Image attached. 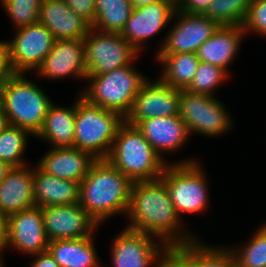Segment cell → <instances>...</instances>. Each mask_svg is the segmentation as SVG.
I'll use <instances>...</instances> for the list:
<instances>
[{
  "label": "cell",
  "mask_w": 266,
  "mask_h": 267,
  "mask_svg": "<svg viewBox=\"0 0 266 267\" xmlns=\"http://www.w3.org/2000/svg\"><path fill=\"white\" fill-rule=\"evenodd\" d=\"M166 1H171V2H173L176 6H178V4H179V2H180L181 0H166Z\"/></svg>",
  "instance_id": "cell-45"
},
{
  "label": "cell",
  "mask_w": 266,
  "mask_h": 267,
  "mask_svg": "<svg viewBox=\"0 0 266 267\" xmlns=\"http://www.w3.org/2000/svg\"><path fill=\"white\" fill-rule=\"evenodd\" d=\"M230 248L236 267H266V224L253 234L249 242Z\"/></svg>",
  "instance_id": "cell-30"
},
{
  "label": "cell",
  "mask_w": 266,
  "mask_h": 267,
  "mask_svg": "<svg viewBox=\"0 0 266 267\" xmlns=\"http://www.w3.org/2000/svg\"><path fill=\"white\" fill-rule=\"evenodd\" d=\"M4 260H3V258H0V267H4Z\"/></svg>",
  "instance_id": "cell-46"
},
{
  "label": "cell",
  "mask_w": 266,
  "mask_h": 267,
  "mask_svg": "<svg viewBox=\"0 0 266 267\" xmlns=\"http://www.w3.org/2000/svg\"><path fill=\"white\" fill-rule=\"evenodd\" d=\"M15 29L38 22L43 0H0Z\"/></svg>",
  "instance_id": "cell-32"
},
{
  "label": "cell",
  "mask_w": 266,
  "mask_h": 267,
  "mask_svg": "<svg viewBox=\"0 0 266 267\" xmlns=\"http://www.w3.org/2000/svg\"><path fill=\"white\" fill-rule=\"evenodd\" d=\"M33 136L28 130L8 125L0 133V160L12 167L27 165L23 157L27 147V139Z\"/></svg>",
  "instance_id": "cell-28"
},
{
  "label": "cell",
  "mask_w": 266,
  "mask_h": 267,
  "mask_svg": "<svg viewBox=\"0 0 266 267\" xmlns=\"http://www.w3.org/2000/svg\"><path fill=\"white\" fill-rule=\"evenodd\" d=\"M93 236L49 242L47 251L59 267H99Z\"/></svg>",
  "instance_id": "cell-25"
},
{
  "label": "cell",
  "mask_w": 266,
  "mask_h": 267,
  "mask_svg": "<svg viewBox=\"0 0 266 267\" xmlns=\"http://www.w3.org/2000/svg\"><path fill=\"white\" fill-rule=\"evenodd\" d=\"M245 32L242 26H220L197 50L202 62L223 68L229 74V66L235 60Z\"/></svg>",
  "instance_id": "cell-22"
},
{
  "label": "cell",
  "mask_w": 266,
  "mask_h": 267,
  "mask_svg": "<svg viewBox=\"0 0 266 267\" xmlns=\"http://www.w3.org/2000/svg\"><path fill=\"white\" fill-rule=\"evenodd\" d=\"M24 75L16 73L3 83L1 107L10 125L26 129L35 137L53 102L44 89Z\"/></svg>",
  "instance_id": "cell-4"
},
{
  "label": "cell",
  "mask_w": 266,
  "mask_h": 267,
  "mask_svg": "<svg viewBox=\"0 0 266 267\" xmlns=\"http://www.w3.org/2000/svg\"><path fill=\"white\" fill-rule=\"evenodd\" d=\"M41 210L49 242L91 237L99 227L79 203L41 207Z\"/></svg>",
  "instance_id": "cell-13"
},
{
  "label": "cell",
  "mask_w": 266,
  "mask_h": 267,
  "mask_svg": "<svg viewBox=\"0 0 266 267\" xmlns=\"http://www.w3.org/2000/svg\"><path fill=\"white\" fill-rule=\"evenodd\" d=\"M3 83L2 81H0V106H1V98H2V87H3Z\"/></svg>",
  "instance_id": "cell-44"
},
{
  "label": "cell",
  "mask_w": 266,
  "mask_h": 267,
  "mask_svg": "<svg viewBox=\"0 0 266 267\" xmlns=\"http://www.w3.org/2000/svg\"><path fill=\"white\" fill-rule=\"evenodd\" d=\"M107 160L133 182L160 179L168 165L137 127L126 122L119 127Z\"/></svg>",
  "instance_id": "cell-3"
},
{
  "label": "cell",
  "mask_w": 266,
  "mask_h": 267,
  "mask_svg": "<svg viewBox=\"0 0 266 267\" xmlns=\"http://www.w3.org/2000/svg\"><path fill=\"white\" fill-rule=\"evenodd\" d=\"M163 69L159 80L175 89H186L193 80L200 59L196 53L157 54Z\"/></svg>",
  "instance_id": "cell-26"
},
{
  "label": "cell",
  "mask_w": 266,
  "mask_h": 267,
  "mask_svg": "<svg viewBox=\"0 0 266 267\" xmlns=\"http://www.w3.org/2000/svg\"><path fill=\"white\" fill-rule=\"evenodd\" d=\"M185 160L169 163L160 177L180 219L183 213L198 214L209 206L208 182L202 165L196 159Z\"/></svg>",
  "instance_id": "cell-7"
},
{
  "label": "cell",
  "mask_w": 266,
  "mask_h": 267,
  "mask_svg": "<svg viewBox=\"0 0 266 267\" xmlns=\"http://www.w3.org/2000/svg\"><path fill=\"white\" fill-rule=\"evenodd\" d=\"M134 8L146 7L160 0H128Z\"/></svg>",
  "instance_id": "cell-41"
},
{
  "label": "cell",
  "mask_w": 266,
  "mask_h": 267,
  "mask_svg": "<svg viewBox=\"0 0 266 267\" xmlns=\"http://www.w3.org/2000/svg\"><path fill=\"white\" fill-rule=\"evenodd\" d=\"M152 237L128 228L122 230L110 248L113 267H160L167 247Z\"/></svg>",
  "instance_id": "cell-12"
},
{
  "label": "cell",
  "mask_w": 266,
  "mask_h": 267,
  "mask_svg": "<svg viewBox=\"0 0 266 267\" xmlns=\"http://www.w3.org/2000/svg\"><path fill=\"white\" fill-rule=\"evenodd\" d=\"M97 159L74 147L52 148L37 165L60 179L81 182Z\"/></svg>",
  "instance_id": "cell-20"
},
{
  "label": "cell",
  "mask_w": 266,
  "mask_h": 267,
  "mask_svg": "<svg viewBox=\"0 0 266 267\" xmlns=\"http://www.w3.org/2000/svg\"><path fill=\"white\" fill-rule=\"evenodd\" d=\"M36 71L37 75L52 80L69 76L87 80L84 39L56 40Z\"/></svg>",
  "instance_id": "cell-17"
},
{
  "label": "cell",
  "mask_w": 266,
  "mask_h": 267,
  "mask_svg": "<svg viewBox=\"0 0 266 267\" xmlns=\"http://www.w3.org/2000/svg\"><path fill=\"white\" fill-rule=\"evenodd\" d=\"M242 27L245 34L251 31L266 36V0H252Z\"/></svg>",
  "instance_id": "cell-35"
},
{
  "label": "cell",
  "mask_w": 266,
  "mask_h": 267,
  "mask_svg": "<svg viewBox=\"0 0 266 267\" xmlns=\"http://www.w3.org/2000/svg\"><path fill=\"white\" fill-rule=\"evenodd\" d=\"M252 0H213L205 16L220 26H242Z\"/></svg>",
  "instance_id": "cell-29"
},
{
  "label": "cell",
  "mask_w": 266,
  "mask_h": 267,
  "mask_svg": "<svg viewBox=\"0 0 266 267\" xmlns=\"http://www.w3.org/2000/svg\"><path fill=\"white\" fill-rule=\"evenodd\" d=\"M38 22L43 24L56 40L84 39L92 28L64 0H43Z\"/></svg>",
  "instance_id": "cell-18"
},
{
  "label": "cell",
  "mask_w": 266,
  "mask_h": 267,
  "mask_svg": "<svg viewBox=\"0 0 266 267\" xmlns=\"http://www.w3.org/2000/svg\"><path fill=\"white\" fill-rule=\"evenodd\" d=\"M79 194V182L60 179L43 171L38 165L33 168L35 206L76 204L79 203Z\"/></svg>",
  "instance_id": "cell-23"
},
{
  "label": "cell",
  "mask_w": 266,
  "mask_h": 267,
  "mask_svg": "<svg viewBox=\"0 0 266 267\" xmlns=\"http://www.w3.org/2000/svg\"><path fill=\"white\" fill-rule=\"evenodd\" d=\"M212 246L198 240V267H236L230 248Z\"/></svg>",
  "instance_id": "cell-34"
},
{
  "label": "cell",
  "mask_w": 266,
  "mask_h": 267,
  "mask_svg": "<svg viewBox=\"0 0 266 267\" xmlns=\"http://www.w3.org/2000/svg\"><path fill=\"white\" fill-rule=\"evenodd\" d=\"M9 125L7 116L5 115L3 108L0 106V133L4 131Z\"/></svg>",
  "instance_id": "cell-43"
},
{
  "label": "cell",
  "mask_w": 266,
  "mask_h": 267,
  "mask_svg": "<svg viewBox=\"0 0 266 267\" xmlns=\"http://www.w3.org/2000/svg\"><path fill=\"white\" fill-rule=\"evenodd\" d=\"M130 65L97 76H87L91 81L81 95L91 104L119 113L125 118L132 109L134 99L150 79Z\"/></svg>",
  "instance_id": "cell-6"
},
{
  "label": "cell",
  "mask_w": 266,
  "mask_h": 267,
  "mask_svg": "<svg viewBox=\"0 0 266 267\" xmlns=\"http://www.w3.org/2000/svg\"><path fill=\"white\" fill-rule=\"evenodd\" d=\"M15 74L11 63L8 40L0 41V81L5 82Z\"/></svg>",
  "instance_id": "cell-37"
},
{
  "label": "cell",
  "mask_w": 266,
  "mask_h": 267,
  "mask_svg": "<svg viewBox=\"0 0 266 267\" xmlns=\"http://www.w3.org/2000/svg\"><path fill=\"white\" fill-rule=\"evenodd\" d=\"M33 207V170L27 165L12 167L0 183V210L8 217Z\"/></svg>",
  "instance_id": "cell-21"
},
{
  "label": "cell",
  "mask_w": 266,
  "mask_h": 267,
  "mask_svg": "<svg viewBox=\"0 0 266 267\" xmlns=\"http://www.w3.org/2000/svg\"><path fill=\"white\" fill-rule=\"evenodd\" d=\"M66 4L91 26L95 22V0H64Z\"/></svg>",
  "instance_id": "cell-36"
},
{
  "label": "cell",
  "mask_w": 266,
  "mask_h": 267,
  "mask_svg": "<svg viewBox=\"0 0 266 267\" xmlns=\"http://www.w3.org/2000/svg\"><path fill=\"white\" fill-rule=\"evenodd\" d=\"M134 7L128 0H95V22L92 26L104 33H120Z\"/></svg>",
  "instance_id": "cell-27"
},
{
  "label": "cell",
  "mask_w": 266,
  "mask_h": 267,
  "mask_svg": "<svg viewBox=\"0 0 266 267\" xmlns=\"http://www.w3.org/2000/svg\"><path fill=\"white\" fill-rule=\"evenodd\" d=\"M34 256L36 258L31 262L30 267H59V264L48 251L34 254Z\"/></svg>",
  "instance_id": "cell-39"
},
{
  "label": "cell",
  "mask_w": 266,
  "mask_h": 267,
  "mask_svg": "<svg viewBox=\"0 0 266 267\" xmlns=\"http://www.w3.org/2000/svg\"><path fill=\"white\" fill-rule=\"evenodd\" d=\"M172 19L176 23L162 40L157 54L196 53L220 27L204 14H190L178 9Z\"/></svg>",
  "instance_id": "cell-10"
},
{
  "label": "cell",
  "mask_w": 266,
  "mask_h": 267,
  "mask_svg": "<svg viewBox=\"0 0 266 267\" xmlns=\"http://www.w3.org/2000/svg\"><path fill=\"white\" fill-rule=\"evenodd\" d=\"M136 127L162 158L165 152L179 150L190 137L179 115L145 119Z\"/></svg>",
  "instance_id": "cell-19"
},
{
  "label": "cell",
  "mask_w": 266,
  "mask_h": 267,
  "mask_svg": "<svg viewBox=\"0 0 266 267\" xmlns=\"http://www.w3.org/2000/svg\"><path fill=\"white\" fill-rule=\"evenodd\" d=\"M126 215L131 220L126 228L157 237L166 247H179L196 240L195 235L183 231L182 219L161 179L133 183Z\"/></svg>",
  "instance_id": "cell-1"
},
{
  "label": "cell",
  "mask_w": 266,
  "mask_h": 267,
  "mask_svg": "<svg viewBox=\"0 0 266 267\" xmlns=\"http://www.w3.org/2000/svg\"><path fill=\"white\" fill-rule=\"evenodd\" d=\"M220 100L180 89L179 116L190 135L221 136L233 127L232 117Z\"/></svg>",
  "instance_id": "cell-8"
},
{
  "label": "cell",
  "mask_w": 266,
  "mask_h": 267,
  "mask_svg": "<svg viewBox=\"0 0 266 267\" xmlns=\"http://www.w3.org/2000/svg\"><path fill=\"white\" fill-rule=\"evenodd\" d=\"M125 122L119 113L91 104L81 94L76 99L73 147L96 159H107L119 127Z\"/></svg>",
  "instance_id": "cell-5"
},
{
  "label": "cell",
  "mask_w": 266,
  "mask_h": 267,
  "mask_svg": "<svg viewBox=\"0 0 266 267\" xmlns=\"http://www.w3.org/2000/svg\"><path fill=\"white\" fill-rule=\"evenodd\" d=\"M228 76L229 74L223 68L200 61L193 80L186 90L214 97L215 89L223 84Z\"/></svg>",
  "instance_id": "cell-31"
},
{
  "label": "cell",
  "mask_w": 266,
  "mask_h": 267,
  "mask_svg": "<svg viewBox=\"0 0 266 267\" xmlns=\"http://www.w3.org/2000/svg\"><path fill=\"white\" fill-rule=\"evenodd\" d=\"M12 168L8 163L0 160V183L5 179L7 173Z\"/></svg>",
  "instance_id": "cell-42"
},
{
  "label": "cell",
  "mask_w": 266,
  "mask_h": 267,
  "mask_svg": "<svg viewBox=\"0 0 266 267\" xmlns=\"http://www.w3.org/2000/svg\"><path fill=\"white\" fill-rule=\"evenodd\" d=\"M87 76L102 75L130 65L139 54L120 33L91 28L84 38Z\"/></svg>",
  "instance_id": "cell-9"
},
{
  "label": "cell",
  "mask_w": 266,
  "mask_h": 267,
  "mask_svg": "<svg viewBox=\"0 0 266 267\" xmlns=\"http://www.w3.org/2000/svg\"><path fill=\"white\" fill-rule=\"evenodd\" d=\"M76 102L72 108L54 103L50 106L41 130L35 136L49 142L51 148L73 147L75 137Z\"/></svg>",
  "instance_id": "cell-24"
},
{
  "label": "cell",
  "mask_w": 266,
  "mask_h": 267,
  "mask_svg": "<svg viewBox=\"0 0 266 267\" xmlns=\"http://www.w3.org/2000/svg\"><path fill=\"white\" fill-rule=\"evenodd\" d=\"M15 30L13 39L8 41L13 69L16 73L36 72L51 52L56 39L39 22Z\"/></svg>",
  "instance_id": "cell-11"
},
{
  "label": "cell",
  "mask_w": 266,
  "mask_h": 267,
  "mask_svg": "<svg viewBox=\"0 0 266 267\" xmlns=\"http://www.w3.org/2000/svg\"><path fill=\"white\" fill-rule=\"evenodd\" d=\"M176 9L177 6L173 2L166 0L134 8L121 35L141 54L143 45L149 38L164 30L169 23L172 24Z\"/></svg>",
  "instance_id": "cell-15"
},
{
  "label": "cell",
  "mask_w": 266,
  "mask_h": 267,
  "mask_svg": "<svg viewBox=\"0 0 266 267\" xmlns=\"http://www.w3.org/2000/svg\"><path fill=\"white\" fill-rule=\"evenodd\" d=\"M48 244L41 207L35 206L7 217V247L33 256L47 251Z\"/></svg>",
  "instance_id": "cell-16"
},
{
  "label": "cell",
  "mask_w": 266,
  "mask_h": 267,
  "mask_svg": "<svg viewBox=\"0 0 266 267\" xmlns=\"http://www.w3.org/2000/svg\"><path fill=\"white\" fill-rule=\"evenodd\" d=\"M133 183L107 159H97L80 182L79 204L100 225L127 212Z\"/></svg>",
  "instance_id": "cell-2"
},
{
  "label": "cell",
  "mask_w": 266,
  "mask_h": 267,
  "mask_svg": "<svg viewBox=\"0 0 266 267\" xmlns=\"http://www.w3.org/2000/svg\"><path fill=\"white\" fill-rule=\"evenodd\" d=\"M7 247V216L0 210V258Z\"/></svg>",
  "instance_id": "cell-40"
},
{
  "label": "cell",
  "mask_w": 266,
  "mask_h": 267,
  "mask_svg": "<svg viewBox=\"0 0 266 267\" xmlns=\"http://www.w3.org/2000/svg\"><path fill=\"white\" fill-rule=\"evenodd\" d=\"M212 1L213 0H181L177 9L190 14H205Z\"/></svg>",
  "instance_id": "cell-38"
},
{
  "label": "cell",
  "mask_w": 266,
  "mask_h": 267,
  "mask_svg": "<svg viewBox=\"0 0 266 267\" xmlns=\"http://www.w3.org/2000/svg\"><path fill=\"white\" fill-rule=\"evenodd\" d=\"M160 267H198V239L179 247H167Z\"/></svg>",
  "instance_id": "cell-33"
},
{
  "label": "cell",
  "mask_w": 266,
  "mask_h": 267,
  "mask_svg": "<svg viewBox=\"0 0 266 267\" xmlns=\"http://www.w3.org/2000/svg\"><path fill=\"white\" fill-rule=\"evenodd\" d=\"M180 89L157 81H147L136 95L125 122L136 126L140 121L154 117L179 115Z\"/></svg>",
  "instance_id": "cell-14"
}]
</instances>
